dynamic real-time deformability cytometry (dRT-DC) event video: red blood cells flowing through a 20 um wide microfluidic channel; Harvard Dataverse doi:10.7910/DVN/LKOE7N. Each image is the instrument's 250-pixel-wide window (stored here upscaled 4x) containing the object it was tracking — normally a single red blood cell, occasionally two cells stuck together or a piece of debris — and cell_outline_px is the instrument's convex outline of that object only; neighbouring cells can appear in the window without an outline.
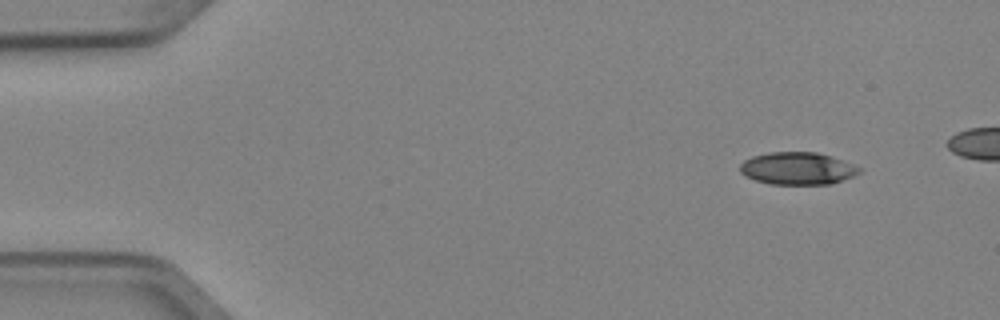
{"species": "Egyptian fruit bat (a non-hibernating species)", "species_latin": "Rousettus aegyptiacus", "temperature_condition": "cold", "stored_images_in_passage": 5, "camera_frame_rate_fps": 3000, "um_per_image_px": 0.085, "animal": {"sex": "female"}, "frame": {"image": 1, "passage_image": 1, "time_ms": 0.0, "image_size_px": [1000, 320], "cell_outline_px": [[860, 172], [852, 176], [832, 184], [772, 184], [756, 180], [740, 172], [740, 164], [744, 160], [752, 156], [768, 152], [816, 152], [832, 156], [852, 164], [860, 168]], "centroid_in_image_um": [67.78, 14.31], "position_along_channel_um": 17.2, "area_um2": 22.37}}